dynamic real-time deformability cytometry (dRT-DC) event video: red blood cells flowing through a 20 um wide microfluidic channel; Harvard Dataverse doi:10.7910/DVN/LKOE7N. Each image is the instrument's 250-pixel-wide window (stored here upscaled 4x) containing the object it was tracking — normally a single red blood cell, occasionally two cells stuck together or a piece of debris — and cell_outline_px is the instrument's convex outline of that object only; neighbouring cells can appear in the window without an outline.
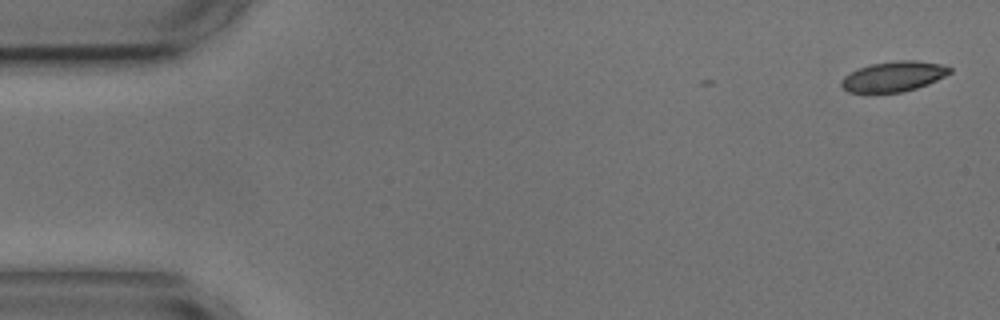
{"species": "common noctule bat (a hibernating species)", "species_latin": "Nyctalus noctula", "temperature_condition": "cold", "stored_images_in_passage": 4, "camera_frame_rate_fps": 3000, "um_per_image_px": 0.085, "animal": {"sex": "male", "body_mass_g": 17.9, "forearm_length_mm": 54.2}, "frame": {"image": 1, "passage_image": 1, "time_ms": 0.0, "image_size_px": [1000, 320], "cell_outline_px": [[952, 72], [928, 84], [916, 88], [900, 92], [848, 92], [840, 84], [840, 80], [844, 76], [860, 68], [872, 64], [900, 60], [916, 60], [940, 64], [952, 68]], "centroid_in_image_um": [75.97, 6.49], "position_along_channel_um": 9.0, "area_um2": 18.79}}